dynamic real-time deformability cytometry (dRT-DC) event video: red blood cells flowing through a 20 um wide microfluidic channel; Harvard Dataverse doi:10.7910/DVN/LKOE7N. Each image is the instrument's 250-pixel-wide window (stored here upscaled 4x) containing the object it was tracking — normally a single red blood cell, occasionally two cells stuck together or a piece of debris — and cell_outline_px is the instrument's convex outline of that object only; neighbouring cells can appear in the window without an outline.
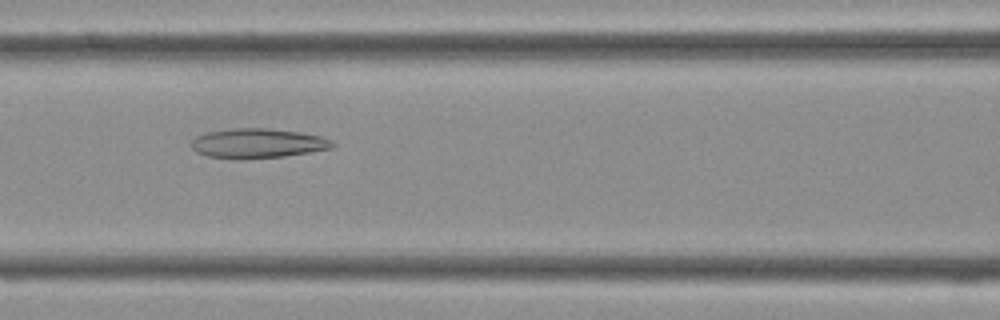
{"species": "Egyptian fruit bat (a non-hibernating species)", "species_latin": "Rousettus aegyptiacus", "temperature_condition": "cold", "stored_images_in_passage": 29, "camera_frame_rate_fps": 3000, "um_per_image_px": 0.085, "frame": {"image": 1, "passage_image": 7, "time_ms": 2.0, "image_size_px": [1000, 320], "cell_outline_px": [[336, 144], [332, 148], [284, 156], [208, 156], [196, 152], [192, 148], [192, 140], [196, 136], [208, 132], [236, 128], [264, 128], [300, 132], [320, 136], [332, 140]], "centroid_in_image_um": [21.95, 12.13], "position_along_channel_um": 144.6, "area_um2": 23.24}}
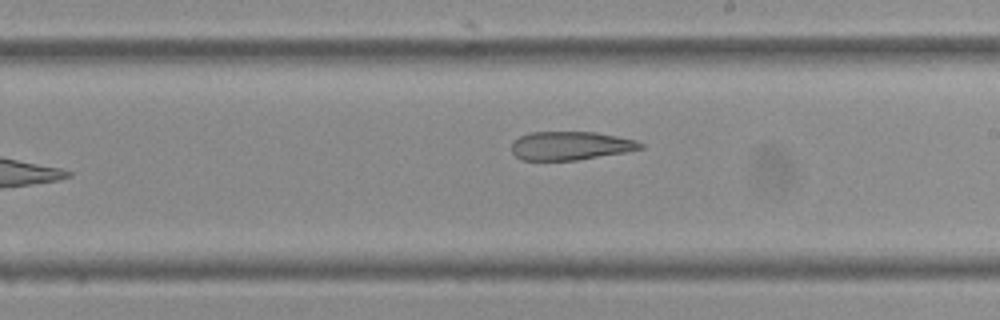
{"frame": {"image": 2, "passage_image": 13, "time_ms": 4.0, "image_size_px": [1000, 320], "cell_outline_px": [[644, 148], [624, 152], [576, 160], [520, 160], [512, 152], [512, 140], [528, 132], [596, 132], [636, 140], [644, 144]], "centroid_in_image_um": [48.46, 12.38], "position_along_channel_um": 240.5, "area_um2": 21.44}}
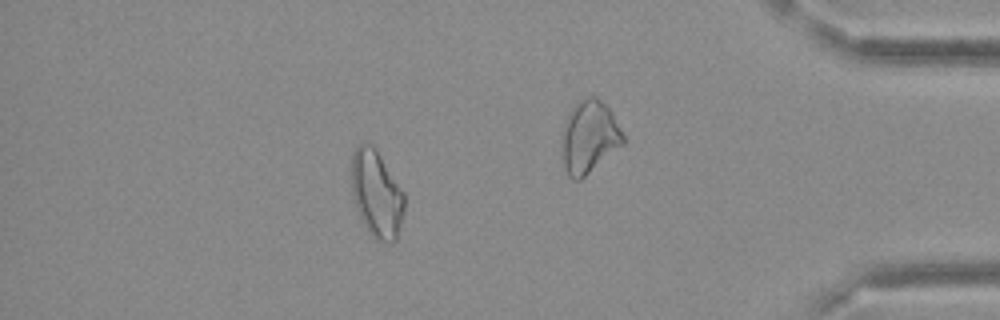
{"frame": {"image": 3, "passage_image": 23, "time_ms": 7.333, "image_size_px": [1000, 320], "cell_outline_px": [[404, 212], [396, 240], [392, 244], [376, 240], [368, 232], [360, 216], [352, 192], [352, 152], [356, 144], [360, 140], [372, 144], [376, 148], [404, 192]], "centroid_in_image_um": [32.01, 16.44], "position_along_channel_um": 403.2, "area_um2": 27.11}}